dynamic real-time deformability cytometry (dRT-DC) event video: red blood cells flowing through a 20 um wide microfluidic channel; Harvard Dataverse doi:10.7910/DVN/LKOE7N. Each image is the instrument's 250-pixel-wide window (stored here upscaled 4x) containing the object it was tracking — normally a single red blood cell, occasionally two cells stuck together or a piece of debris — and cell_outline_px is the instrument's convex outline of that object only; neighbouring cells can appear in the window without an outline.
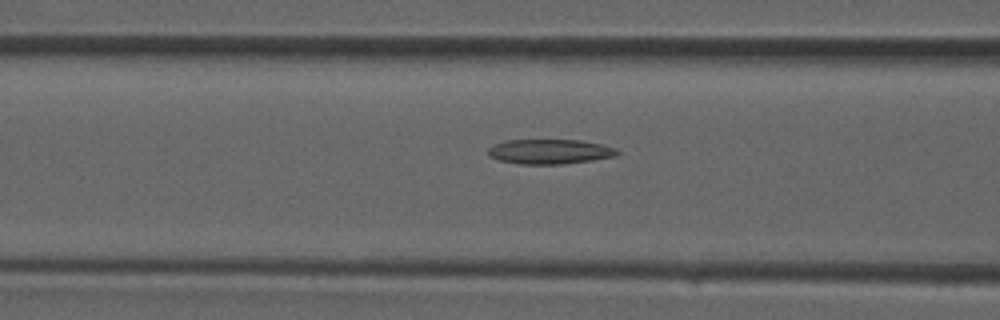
{"species": "common noctule bat (a hibernating species)", "species_latin": "Nyctalus noctula", "temperature_condition": "room temperature", "stored_images_in_passage": 32, "camera_frame_rate_fps": 3000, "um_per_image_px": 0.085, "animal": {"sex": "male", "forearm_length_mm": 52.5}, "frame": {"image": 1, "passage_image": 10, "time_ms": 3.0, "image_size_px": [1000, 320], "cell_outline_px": [[620, 152], [616, 156], [592, 160], [560, 164], [520, 164], [500, 160], [488, 156], [488, 148], [504, 140], [580, 140], [600, 144], [616, 148]], "centroid_in_image_um": [46.73, 12.88], "position_along_channel_um": 119.9, "area_um2": 18.55}}
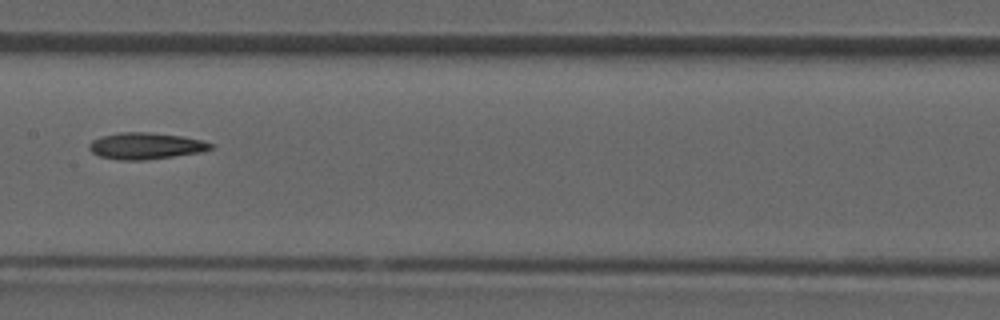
{"frame": {"image": 2, "passage_image": 14, "time_ms": 4.333, "image_size_px": [1000, 320], "cell_outline_px": [[216, 144], [212, 148], [200, 152], [148, 160], [120, 160], [100, 156], [92, 152], [88, 148], [88, 144], [92, 140], [100, 136], [120, 132], [148, 132], [184, 136], [204, 140]], "centroid_in_image_um": [12.4, 12.39], "position_along_channel_um": 195.0, "area_um2": 19.02}}